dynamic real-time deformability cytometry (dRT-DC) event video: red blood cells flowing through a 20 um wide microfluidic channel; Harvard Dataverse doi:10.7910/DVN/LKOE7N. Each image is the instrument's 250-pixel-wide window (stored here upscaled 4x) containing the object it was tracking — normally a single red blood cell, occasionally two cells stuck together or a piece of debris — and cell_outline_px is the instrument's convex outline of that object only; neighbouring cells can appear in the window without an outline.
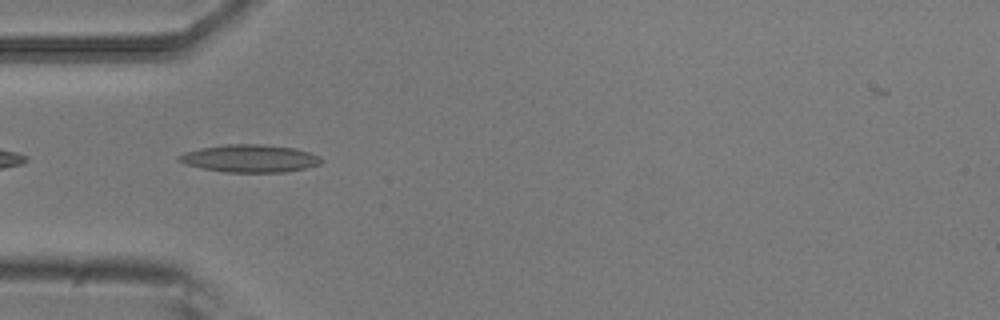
{"species": "common noctule bat (a hibernating species)", "species_latin": "Nyctalus noctula", "temperature_condition": "room temperature", "stored_images_in_passage": 8, "camera_frame_rate_fps": 3000, "um_per_image_px": 0.085, "animal": {"sex": "male", "body_mass_g": 20.5, "forearm_length_mm": 52.5}, "frame": {"image": 1, "passage_image": 5, "time_ms": 1.333, "image_size_px": [1000, 320], "cell_outline_px": [[324, 160], [320, 164], [304, 168], [284, 172], [224, 172], [184, 164], [176, 160], [176, 156], [184, 152], [200, 148], [228, 144], [260, 144], [292, 148], [308, 152], [320, 156]], "centroid_in_image_um": [21.2, 13.47], "position_along_channel_um": 63.8, "area_um2": 22.83}}
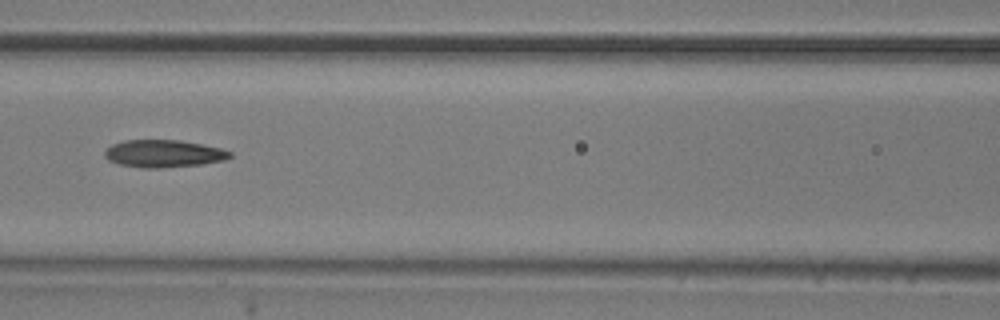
{"frame": {"image": 2, "passage_image": 7, "time_ms": 2.0, "image_size_px": [1000, 320], "cell_outline_px": [[232, 156], [224, 160], [200, 164], [160, 168], [140, 168], [120, 164], [108, 160], [104, 156], [104, 152], [112, 144], [124, 140], [180, 140], [220, 148], [232, 152]], "centroid_in_image_um": [13.88, 13.06], "position_along_channel_um": 152.7, "area_um2": 19.94}}
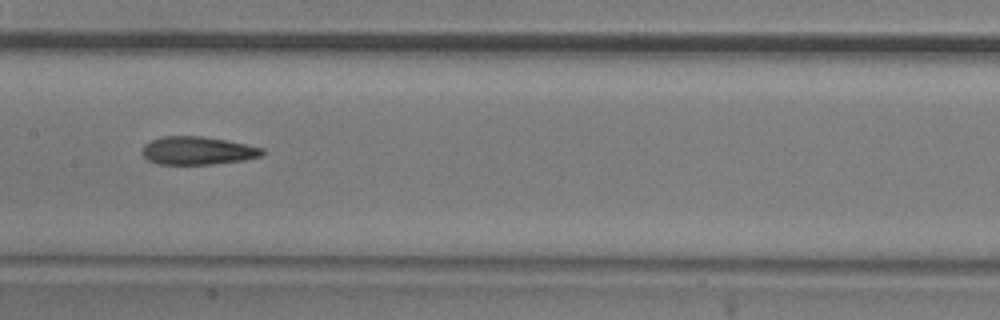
{"frame": {"image": 3, "passage_image": 8, "time_ms": 2.333, "image_size_px": [1000, 320], "cell_outline_px": [[264, 152], [260, 156], [244, 160], [212, 164], [156, 164], [148, 160], [140, 152], [144, 144], [152, 140], [164, 136], [204, 136], [228, 140], [264, 148]], "centroid_in_image_um": [16.78, 12.8], "position_along_channel_um": 190.6, "area_um2": 19.77}}